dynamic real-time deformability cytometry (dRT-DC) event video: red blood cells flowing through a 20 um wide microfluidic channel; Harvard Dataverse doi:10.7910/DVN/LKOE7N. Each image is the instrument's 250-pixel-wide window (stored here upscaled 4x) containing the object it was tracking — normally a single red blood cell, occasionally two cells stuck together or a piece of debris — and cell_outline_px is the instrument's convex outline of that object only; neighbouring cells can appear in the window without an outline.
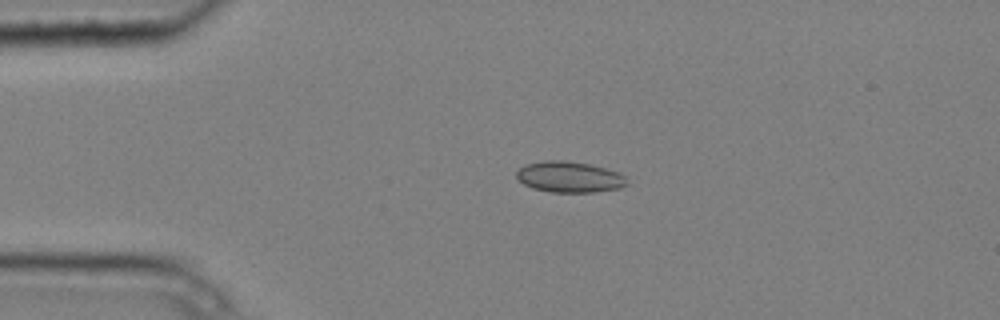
{"species": "common noctule bat (a hibernating species)", "species_latin": "Nyctalus noctula", "temperature_condition": "cold", "stored_images_in_passage": 3, "camera_frame_rate_fps": 3000, "um_per_image_px": 0.085, "animal": {"sex": "male", "body_mass_g": 20.4}, "frame": {"image": 1, "passage_image": 2, "time_ms": 0.333, "image_size_px": [1000, 320], "cell_outline_px": [[628, 184], [620, 188], [592, 192], [552, 192], [532, 188], [524, 184], [516, 176], [516, 172], [520, 168], [528, 164], [544, 160], [568, 160], [588, 164], [604, 168], [616, 172], [624, 176]], "centroid_in_image_um": [48.38, 15.04], "position_along_channel_um": 36.6, "area_um2": 19.71}}